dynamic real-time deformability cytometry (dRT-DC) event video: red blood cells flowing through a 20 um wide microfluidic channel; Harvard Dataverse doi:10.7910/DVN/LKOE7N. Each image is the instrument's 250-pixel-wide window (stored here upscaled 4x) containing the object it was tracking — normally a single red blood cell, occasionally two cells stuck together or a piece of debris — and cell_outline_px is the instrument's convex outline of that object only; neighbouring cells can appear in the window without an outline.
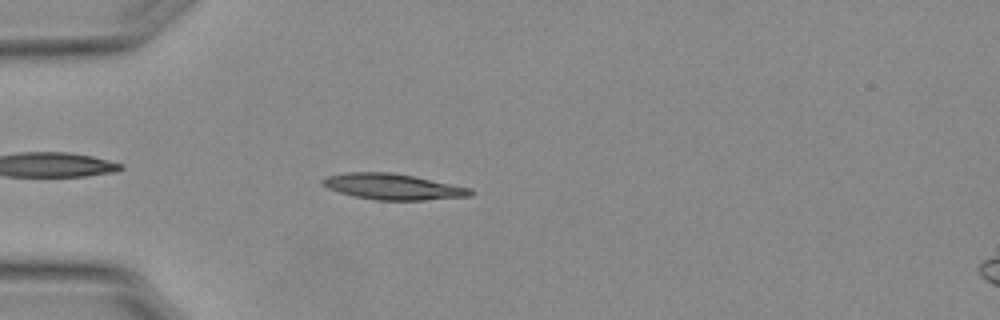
{"species": "Egyptian fruit bat (a non-hibernating species)", "species_latin": "Rousettus aegyptiacus", "temperature_condition": "warm", "stored_images_in_passage": 43, "camera_frame_rate_fps": 3000, "um_per_image_px": 0.085, "animal": {"sex": "female"}, "frame": {"image": 1, "passage_image": 5, "time_ms": 1.333, "image_size_px": [1000, 320], "cell_outline_px": [[476, 192], [472, 196], [424, 200], [376, 200], [356, 196], [340, 192], [328, 188], [320, 180], [328, 176], [348, 172], [392, 172], [472, 188]], "centroid_in_image_um": [33.45, 15.87], "position_along_channel_um": 51.5, "area_um2": 22.14}}
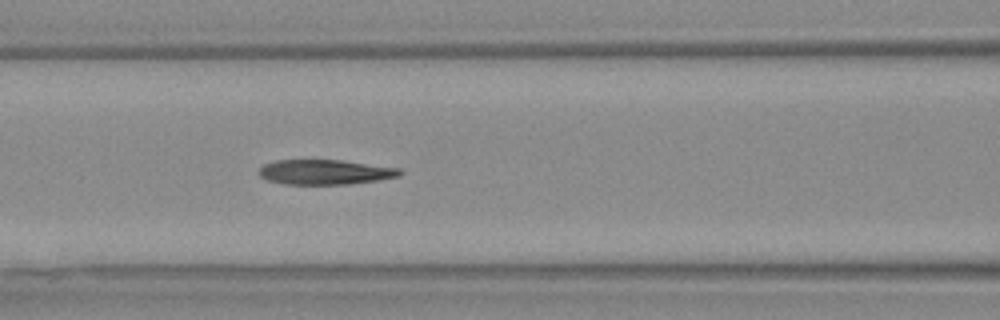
{"frame": {"image": 2, "passage_image": 13, "time_ms": 4.0, "image_size_px": [1000, 320], "cell_outline_px": [[404, 172], [400, 176], [376, 180], [348, 184], [284, 184], [268, 180], [260, 176], [256, 172], [264, 164], [276, 160], [344, 160], [400, 168]], "centroid_in_image_um": [27.63, 14.62], "position_along_channel_um": 139.0, "area_um2": 20.52}}
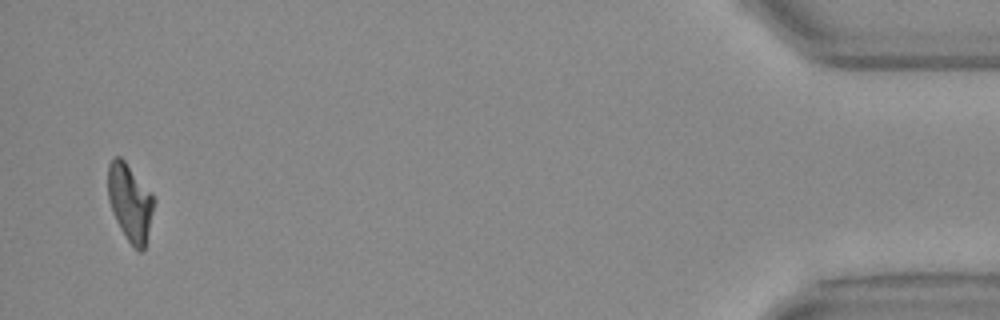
{"frame": {"image": 3, "passage_image": 42, "time_ms": 13.667, "image_size_px": [1000, 320], "cell_outline_px": [[152, 212], [144, 252], [140, 252], [128, 240], [120, 228], [112, 212], [108, 200], [108, 164], [116, 156], [120, 156], [124, 160], [152, 196]], "centroid_in_image_um": [11.0, 17.22], "position_along_channel_um": 424.2, "area_um2": 19.88}, "authors_computed_cell_mechanics": {"area_um2": 21.675, "velocity_mm_per_s": 3.7778, "shape_relaxation_time_tau1_ms": null, "shape_relaxation_time_tau2_ms": 3.2371, "deformation_change_tau1": null, "deformation_change_tau2": 0.1134}}